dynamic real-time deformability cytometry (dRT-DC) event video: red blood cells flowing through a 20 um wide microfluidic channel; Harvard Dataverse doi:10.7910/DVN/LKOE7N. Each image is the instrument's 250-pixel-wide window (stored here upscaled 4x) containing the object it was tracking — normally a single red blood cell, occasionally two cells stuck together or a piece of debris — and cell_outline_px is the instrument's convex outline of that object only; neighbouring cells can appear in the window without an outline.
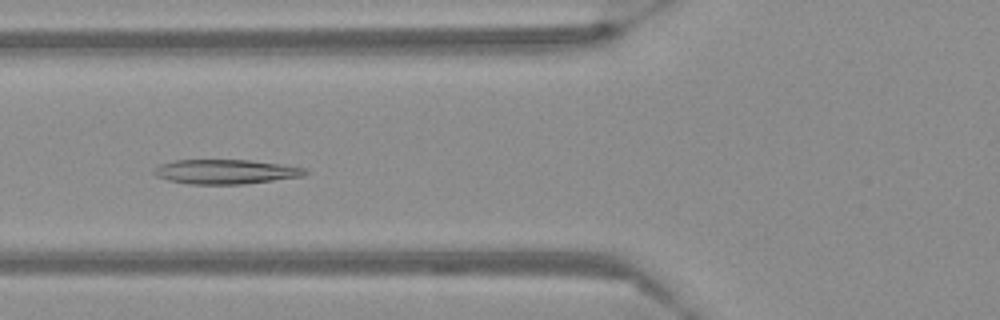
{"species": "Egyptian fruit bat (a non-hibernating species)", "species_latin": "Rousettus aegyptiacus", "temperature_condition": "warm", "stored_images_in_passage": 36, "camera_frame_rate_fps": 3000, "um_per_image_px": 0.085, "frame": {"image": 1, "passage_image": 11, "time_ms": 3.333, "image_size_px": [1000, 320], "cell_outline_px": [[308, 172], [304, 176], [244, 184], [188, 184], [168, 180], [156, 176], [152, 172], [160, 164], [172, 160], [248, 160], [304, 168]], "centroid_in_image_um": [19.12, 14.6], "position_along_channel_um": 106.7, "area_um2": 21.39}}
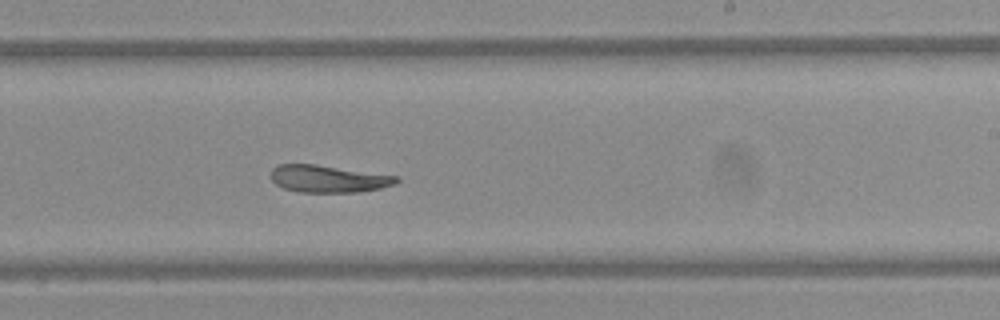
{"frame": {"image": 2, "passage_image": 24, "time_ms": 7.667, "image_size_px": [1000, 320], "cell_outline_px": [[400, 180], [396, 184], [380, 188], [356, 192], [300, 192], [284, 188], [276, 184], [272, 180], [272, 168], [276, 164], [316, 164], [400, 176]], "centroid_in_image_um": [27.94, 15.19], "position_along_channel_um": 261.1, "area_um2": 20.0}}
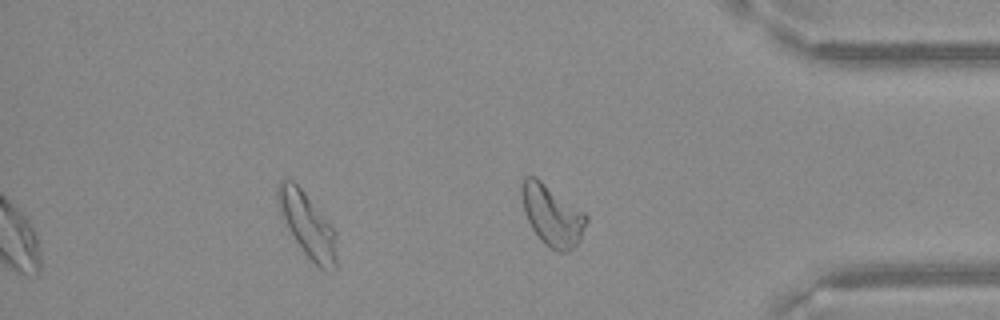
{"frame": {"image": 3, "passage_image": 36, "time_ms": 11.667, "image_size_px": [1000, 320], "cell_outline_px": [[588, 220], [580, 240], [568, 252], [556, 252], [544, 244], [540, 240], [532, 228], [524, 212], [520, 192], [520, 188], [524, 176], [536, 176], [584, 212], [588, 216]], "centroid_in_image_um": [46.92, 18.29], "position_along_channel_um": 388.3, "area_um2": 23.06}}